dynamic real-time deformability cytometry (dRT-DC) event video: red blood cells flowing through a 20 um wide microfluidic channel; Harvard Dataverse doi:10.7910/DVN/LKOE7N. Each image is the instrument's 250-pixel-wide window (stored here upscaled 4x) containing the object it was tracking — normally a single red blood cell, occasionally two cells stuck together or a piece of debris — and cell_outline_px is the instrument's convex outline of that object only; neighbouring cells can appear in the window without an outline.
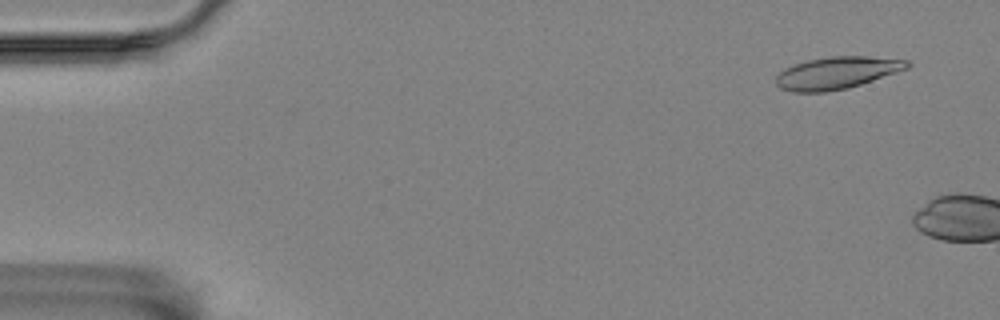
{"species": "Egyptian fruit bat (a non-hibernating species)", "species_latin": "Rousettus aegyptiacus", "temperature_condition": "room temperature", "stored_images_in_passage": 4, "camera_frame_rate_fps": 3000, "um_per_image_px": 0.085, "animal": {"sex": "female"}, "frame": {"image": 1, "passage_image": 2, "time_ms": 1.0, "image_size_px": [1000, 320], "cell_outline_px": [[912, 64], [908, 68], [848, 88], [824, 92], [792, 92], [780, 88], [776, 84], [776, 76], [784, 68], [792, 64], [808, 60], [828, 56], [868, 56], [908, 60]], "centroid_in_image_um": [71.1, 6.18], "position_along_channel_um": 13.9, "area_um2": 24.62}}